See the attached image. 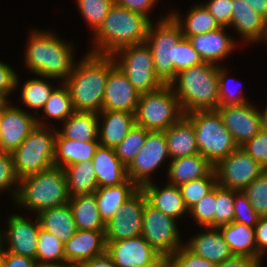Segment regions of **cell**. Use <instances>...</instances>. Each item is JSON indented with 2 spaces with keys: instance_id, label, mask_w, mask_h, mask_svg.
I'll use <instances>...</instances> for the list:
<instances>
[{
  "instance_id": "1",
  "label": "cell",
  "mask_w": 267,
  "mask_h": 267,
  "mask_svg": "<svg viewBox=\"0 0 267 267\" xmlns=\"http://www.w3.org/2000/svg\"><path fill=\"white\" fill-rule=\"evenodd\" d=\"M116 66L113 56L88 53L77 64L64 84L76 112L102 111L109 72Z\"/></svg>"
},
{
  "instance_id": "2",
  "label": "cell",
  "mask_w": 267,
  "mask_h": 267,
  "mask_svg": "<svg viewBox=\"0 0 267 267\" xmlns=\"http://www.w3.org/2000/svg\"><path fill=\"white\" fill-rule=\"evenodd\" d=\"M151 23L147 16L113 4L94 33L96 46L89 52L112 56L124 47L145 43Z\"/></svg>"
},
{
  "instance_id": "3",
  "label": "cell",
  "mask_w": 267,
  "mask_h": 267,
  "mask_svg": "<svg viewBox=\"0 0 267 267\" xmlns=\"http://www.w3.org/2000/svg\"><path fill=\"white\" fill-rule=\"evenodd\" d=\"M183 114L219 106L218 64L204 62L180 71L168 84Z\"/></svg>"
},
{
  "instance_id": "4",
  "label": "cell",
  "mask_w": 267,
  "mask_h": 267,
  "mask_svg": "<svg viewBox=\"0 0 267 267\" xmlns=\"http://www.w3.org/2000/svg\"><path fill=\"white\" fill-rule=\"evenodd\" d=\"M73 46L52 32L32 30L25 50L27 68L46 79L65 82L74 67Z\"/></svg>"
},
{
  "instance_id": "5",
  "label": "cell",
  "mask_w": 267,
  "mask_h": 267,
  "mask_svg": "<svg viewBox=\"0 0 267 267\" xmlns=\"http://www.w3.org/2000/svg\"><path fill=\"white\" fill-rule=\"evenodd\" d=\"M12 190L15 204L36 215L45 209L67 204L70 199L65 172L57 166L19 179L18 188Z\"/></svg>"
},
{
  "instance_id": "6",
  "label": "cell",
  "mask_w": 267,
  "mask_h": 267,
  "mask_svg": "<svg viewBox=\"0 0 267 267\" xmlns=\"http://www.w3.org/2000/svg\"><path fill=\"white\" fill-rule=\"evenodd\" d=\"M185 116L193 123L199 153L212 165L238 148L217 110L194 111Z\"/></svg>"
},
{
  "instance_id": "7",
  "label": "cell",
  "mask_w": 267,
  "mask_h": 267,
  "mask_svg": "<svg viewBox=\"0 0 267 267\" xmlns=\"http://www.w3.org/2000/svg\"><path fill=\"white\" fill-rule=\"evenodd\" d=\"M57 129L36 126L20 146L12 152L14 170L19 179L54 166Z\"/></svg>"
},
{
  "instance_id": "8",
  "label": "cell",
  "mask_w": 267,
  "mask_h": 267,
  "mask_svg": "<svg viewBox=\"0 0 267 267\" xmlns=\"http://www.w3.org/2000/svg\"><path fill=\"white\" fill-rule=\"evenodd\" d=\"M156 25L151 23L146 44L150 47L156 76L168 85L176 76L175 54L176 44L183 37L181 28L168 13L160 17Z\"/></svg>"
},
{
  "instance_id": "9",
  "label": "cell",
  "mask_w": 267,
  "mask_h": 267,
  "mask_svg": "<svg viewBox=\"0 0 267 267\" xmlns=\"http://www.w3.org/2000/svg\"><path fill=\"white\" fill-rule=\"evenodd\" d=\"M183 115L172 88L163 85L154 92L140 94L135 120L148 131H165Z\"/></svg>"
},
{
  "instance_id": "10",
  "label": "cell",
  "mask_w": 267,
  "mask_h": 267,
  "mask_svg": "<svg viewBox=\"0 0 267 267\" xmlns=\"http://www.w3.org/2000/svg\"><path fill=\"white\" fill-rule=\"evenodd\" d=\"M112 56L139 94L154 92L165 85L156 76L152 52L146 42L124 47Z\"/></svg>"
},
{
  "instance_id": "11",
  "label": "cell",
  "mask_w": 267,
  "mask_h": 267,
  "mask_svg": "<svg viewBox=\"0 0 267 267\" xmlns=\"http://www.w3.org/2000/svg\"><path fill=\"white\" fill-rule=\"evenodd\" d=\"M176 223V219L160 212L146 201L141 236L160 255L169 256L184 245Z\"/></svg>"
},
{
  "instance_id": "12",
  "label": "cell",
  "mask_w": 267,
  "mask_h": 267,
  "mask_svg": "<svg viewBox=\"0 0 267 267\" xmlns=\"http://www.w3.org/2000/svg\"><path fill=\"white\" fill-rule=\"evenodd\" d=\"M265 170L242 147L214 165L217 185L235 191H242Z\"/></svg>"
},
{
  "instance_id": "13",
  "label": "cell",
  "mask_w": 267,
  "mask_h": 267,
  "mask_svg": "<svg viewBox=\"0 0 267 267\" xmlns=\"http://www.w3.org/2000/svg\"><path fill=\"white\" fill-rule=\"evenodd\" d=\"M31 111L10 105L9 101H1L0 117V151L14 152L26 137L38 126L46 123L32 116Z\"/></svg>"
},
{
  "instance_id": "14",
  "label": "cell",
  "mask_w": 267,
  "mask_h": 267,
  "mask_svg": "<svg viewBox=\"0 0 267 267\" xmlns=\"http://www.w3.org/2000/svg\"><path fill=\"white\" fill-rule=\"evenodd\" d=\"M168 157L170 158L164 131H150L142 148L127 166V176L141 188L152 182L150 174Z\"/></svg>"
},
{
  "instance_id": "15",
  "label": "cell",
  "mask_w": 267,
  "mask_h": 267,
  "mask_svg": "<svg viewBox=\"0 0 267 267\" xmlns=\"http://www.w3.org/2000/svg\"><path fill=\"white\" fill-rule=\"evenodd\" d=\"M147 201L145 192L139 188L106 223L105 238L108 242L125 240L141 235L143 210Z\"/></svg>"
},
{
  "instance_id": "16",
  "label": "cell",
  "mask_w": 267,
  "mask_h": 267,
  "mask_svg": "<svg viewBox=\"0 0 267 267\" xmlns=\"http://www.w3.org/2000/svg\"><path fill=\"white\" fill-rule=\"evenodd\" d=\"M216 110L238 147L244 145L261 130L259 110L250 102L218 106Z\"/></svg>"
},
{
  "instance_id": "17",
  "label": "cell",
  "mask_w": 267,
  "mask_h": 267,
  "mask_svg": "<svg viewBox=\"0 0 267 267\" xmlns=\"http://www.w3.org/2000/svg\"><path fill=\"white\" fill-rule=\"evenodd\" d=\"M106 253L116 267H145L161 256L141 235L108 242Z\"/></svg>"
},
{
  "instance_id": "18",
  "label": "cell",
  "mask_w": 267,
  "mask_h": 267,
  "mask_svg": "<svg viewBox=\"0 0 267 267\" xmlns=\"http://www.w3.org/2000/svg\"><path fill=\"white\" fill-rule=\"evenodd\" d=\"M7 220L8 228L4 230V239L8 244L6 251L36 260L38 233L41 228L37 216L34 222L19 214L10 215Z\"/></svg>"
},
{
  "instance_id": "19",
  "label": "cell",
  "mask_w": 267,
  "mask_h": 267,
  "mask_svg": "<svg viewBox=\"0 0 267 267\" xmlns=\"http://www.w3.org/2000/svg\"><path fill=\"white\" fill-rule=\"evenodd\" d=\"M139 96L127 76L115 66L107 77L102 110L135 113Z\"/></svg>"
},
{
  "instance_id": "20",
  "label": "cell",
  "mask_w": 267,
  "mask_h": 267,
  "mask_svg": "<svg viewBox=\"0 0 267 267\" xmlns=\"http://www.w3.org/2000/svg\"><path fill=\"white\" fill-rule=\"evenodd\" d=\"M105 231L77 230L64 244L65 262H86L106 253Z\"/></svg>"
},
{
  "instance_id": "21",
  "label": "cell",
  "mask_w": 267,
  "mask_h": 267,
  "mask_svg": "<svg viewBox=\"0 0 267 267\" xmlns=\"http://www.w3.org/2000/svg\"><path fill=\"white\" fill-rule=\"evenodd\" d=\"M206 231L200 232L188 239L184 246L193 254L215 264H220L233 253L216 227H203Z\"/></svg>"
},
{
  "instance_id": "22",
  "label": "cell",
  "mask_w": 267,
  "mask_h": 267,
  "mask_svg": "<svg viewBox=\"0 0 267 267\" xmlns=\"http://www.w3.org/2000/svg\"><path fill=\"white\" fill-rule=\"evenodd\" d=\"M230 26L248 43L267 41V20L243 0H233Z\"/></svg>"
},
{
  "instance_id": "23",
  "label": "cell",
  "mask_w": 267,
  "mask_h": 267,
  "mask_svg": "<svg viewBox=\"0 0 267 267\" xmlns=\"http://www.w3.org/2000/svg\"><path fill=\"white\" fill-rule=\"evenodd\" d=\"M99 115L103 119L102 122ZM98 118V141L101 146L112 149L124 140L128 132L136 124L135 113L125 111L102 110L98 113Z\"/></svg>"
},
{
  "instance_id": "24",
  "label": "cell",
  "mask_w": 267,
  "mask_h": 267,
  "mask_svg": "<svg viewBox=\"0 0 267 267\" xmlns=\"http://www.w3.org/2000/svg\"><path fill=\"white\" fill-rule=\"evenodd\" d=\"M224 29L226 27L188 37L192 47L199 53L204 62L217 64L236 48L235 40L228 36Z\"/></svg>"
},
{
  "instance_id": "25",
  "label": "cell",
  "mask_w": 267,
  "mask_h": 267,
  "mask_svg": "<svg viewBox=\"0 0 267 267\" xmlns=\"http://www.w3.org/2000/svg\"><path fill=\"white\" fill-rule=\"evenodd\" d=\"M99 145L98 140L75 141L65 138L57 129L54 166L64 169L75 163L92 160Z\"/></svg>"
},
{
  "instance_id": "26",
  "label": "cell",
  "mask_w": 267,
  "mask_h": 267,
  "mask_svg": "<svg viewBox=\"0 0 267 267\" xmlns=\"http://www.w3.org/2000/svg\"><path fill=\"white\" fill-rule=\"evenodd\" d=\"M141 189L145 192L147 201L167 216L179 220L182 215L189 213L178 186L167 183L165 187L159 188L152 181L144 184Z\"/></svg>"
},
{
  "instance_id": "27",
  "label": "cell",
  "mask_w": 267,
  "mask_h": 267,
  "mask_svg": "<svg viewBox=\"0 0 267 267\" xmlns=\"http://www.w3.org/2000/svg\"><path fill=\"white\" fill-rule=\"evenodd\" d=\"M92 164L98 187L119 185L128 179L127 167L119 160L112 148L99 145Z\"/></svg>"
},
{
  "instance_id": "28",
  "label": "cell",
  "mask_w": 267,
  "mask_h": 267,
  "mask_svg": "<svg viewBox=\"0 0 267 267\" xmlns=\"http://www.w3.org/2000/svg\"><path fill=\"white\" fill-rule=\"evenodd\" d=\"M164 135L169 160L199 154L193 123L185 115L165 130Z\"/></svg>"
},
{
  "instance_id": "29",
  "label": "cell",
  "mask_w": 267,
  "mask_h": 267,
  "mask_svg": "<svg viewBox=\"0 0 267 267\" xmlns=\"http://www.w3.org/2000/svg\"><path fill=\"white\" fill-rule=\"evenodd\" d=\"M168 165V181L175 186L206 177L214 169L200 153L173 159Z\"/></svg>"
},
{
  "instance_id": "30",
  "label": "cell",
  "mask_w": 267,
  "mask_h": 267,
  "mask_svg": "<svg viewBox=\"0 0 267 267\" xmlns=\"http://www.w3.org/2000/svg\"><path fill=\"white\" fill-rule=\"evenodd\" d=\"M138 189L129 178L119 185L98 187L94 194L103 221L107 223Z\"/></svg>"
},
{
  "instance_id": "31",
  "label": "cell",
  "mask_w": 267,
  "mask_h": 267,
  "mask_svg": "<svg viewBox=\"0 0 267 267\" xmlns=\"http://www.w3.org/2000/svg\"><path fill=\"white\" fill-rule=\"evenodd\" d=\"M40 227L65 244L77 231L69 204L45 209L37 214Z\"/></svg>"
},
{
  "instance_id": "32",
  "label": "cell",
  "mask_w": 267,
  "mask_h": 267,
  "mask_svg": "<svg viewBox=\"0 0 267 267\" xmlns=\"http://www.w3.org/2000/svg\"><path fill=\"white\" fill-rule=\"evenodd\" d=\"M68 204L77 230L105 231L106 223L99 214L94 193L70 197Z\"/></svg>"
},
{
  "instance_id": "33",
  "label": "cell",
  "mask_w": 267,
  "mask_h": 267,
  "mask_svg": "<svg viewBox=\"0 0 267 267\" xmlns=\"http://www.w3.org/2000/svg\"><path fill=\"white\" fill-rule=\"evenodd\" d=\"M233 255L248 256L257 259L255 228L232 222L218 227Z\"/></svg>"
},
{
  "instance_id": "34",
  "label": "cell",
  "mask_w": 267,
  "mask_h": 267,
  "mask_svg": "<svg viewBox=\"0 0 267 267\" xmlns=\"http://www.w3.org/2000/svg\"><path fill=\"white\" fill-rule=\"evenodd\" d=\"M175 21L179 24L182 35L185 38L215 31L221 26L212 16V14L205 8L203 4H196L188 11L186 17L181 18L177 12L169 13Z\"/></svg>"
},
{
  "instance_id": "35",
  "label": "cell",
  "mask_w": 267,
  "mask_h": 267,
  "mask_svg": "<svg viewBox=\"0 0 267 267\" xmlns=\"http://www.w3.org/2000/svg\"><path fill=\"white\" fill-rule=\"evenodd\" d=\"M58 130L65 138L75 141L98 140L99 118L97 113L74 111Z\"/></svg>"
},
{
  "instance_id": "36",
  "label": "cell",
  "mask_w": 267,
  "mask_h": 267,
  "mask_svg": "<svg viewBox=\"0 0 267 267\" xmlns=\"http://www.w3.org/2000/svg\"><path fill=\"white\" fill-rule=\"evenodd\" d=\"M63 170L70 197L93 194L98 188L92 160L72 164Z\"/></svg>"
},
{
  "instance_id": "37",
  "label": "cell",
  "mask_w": 267,
  "mask_h": 267,
  "mask_svg": "<svg viewBox=\"0 0 267 267\" xmlns=\"http://www.w3.org/2000/svg\"><path fill=\"white\" fill-rule=\"evenodd\" d=\"M21 88L22 103L29 109L36 110L34 115H38L39 109H42L51 93L56 87L51 86V82L43 79L33 78L23 83Z\"/></svg>"
},
{
  "instance_id": "38",
  "label": "cell",
  "mask_w": 267,
  "mask_h": 267,
  "mask_svg": "<svg viewBox=\"0 0 267 267\" xmlns=\"http://www.w3.org/2000/svg\"><path fill=\"white\" fill-rule=\"evenodd\" d=\"M46 117L64 122L73 112L72 101L67 86L62 82L55 88L42 108Z\"/></svg>"
},
{
  "instance_id": "39",
  "label": "cell",
  "mask_w": 267,
  "mask_h": 267,
  "mask_svg": "<svg viewBox=\"0 0 267 267\" xmlns=\"http://www.w3.org/2000/svg\"><path fill=\"white\" fill-rule=\"evenodd\" d=\"M217 186L214 169L200 179L191 180L179 185V190L188 210L202 200Z\"/></svg>"
},
{
  "instance_id": "40",
  "label": "cell",
  "mask_w": 267,
  "mask_h": 267,
  "mask_svg": "<svg viewBox=\"0 0 267 267\" xmlns=\"http://www.w3.org/2000/svg\"><path fill=\"white\" fill-rule=\"evenodd\" d=\"M150 131L135 124L124 140L114 148L119 160L127 167L142 148Z\"/></svg>"
},
{
  "instance_id": "41",
  "label": "cell",
  "mask_w": 267,
  "mask_h": 267,
  "mask_svg": "<svg viewBox=\"0 0 267 267\" xmlns=\"http://www.w3.org/2000/svg\"><path fill=\"white\" fill-rule=\"evenodd\" d=\"M36 261L65 262L64 244L52 233L42 228L38 233Z\"/></svg>"
},
{
  "instance_id": "42",
  "label": "cell",
  "mask_w": 267,
  "mask_h": 267,
  "mask_svg": "<svg viewBox=\"0 0 267 267\" xmlns=\"http://www.w3.org/2000/svg\"><path fill=\"white\" fill-rule=\"evenodd\" d=\"M79 11L95 33L113 6V0H77Z\"/></svg>"
},
{
  "instance_id": "43",
  "label": "cell",
  "mask_w": 267,
  "mask_h": 267,
  "mask_svg": "<svg viewBox=\"0 0 267 267\" xmlns=\"http://www.w3.org/2000/svg\"><path fill=\"white\" fill-rule=\"evenodd\" d=\"M242 192L249 199L252 207L260 217L267 216V170L246 186Z\"/></svg>"
},
{
  "instance_id": "44",
  "label": "cell",
  "mask_w": 267,
  "mask_h": 267,
  "mask_svg": "<svg viewBox=\"0 0 267 267\" xmlns=\"http://www.w3.org/2000/svg\"><path fill=\"white\" fill-rule=\"evenodd\" d=\"M234 190L216 186L215 227L218 228L233 222Z\"/></svg>"
},
{
  "instance_id": "45",
  "label": "cell",
  "mask_w": 267,
  "mask_h": 267,
  "mask_svg": "<svg viewBox=\"0 0 267 267\" xmlns=\"http://www.w3.org/2000/svg\"><path fill=\"white\" fill-rule=\"evenodd\" d=\"M216 187L189 209V213L202 227H215Z\"/></svg>"
},
{
  "instance_id": "46",
  "label": "cell",
  "mask_w": 267,
  "mask_h": 267,
  "mask_svg": "<svg viewBox=\"0 0 267 267\" xmlns=\"http://www.w3.org/2000/svg\"><path fill=\"white\" fill-rule=\"evenodd\" d=\"M260 216L252 207L249 199L242 191L234 190V218L233 221L255 228Z\"/></svg>"
},
{
  "instance_id": "47",
  "label": "cell",
  "mask_w": 267,
  "mask_h": 267,
  "mask_svg": "<svg viewBox=\"0 0 267 267\" xmlns=\"http://www.w3.org/2000/svg\"><path fill=\"white\" fill-rule=\"evenodd\" d=\"M204 63L199 53L192 47L188 38L182 37L176 44L175 72Z\"/></svg>"
},
{
  "instance_id": "48",
  "label": "cell",
  "mask_w": 267,
  "mask_h": 267,
  "mask_svg": "<svg viewBox=\"0 0 267 267\" xmlns=\"http://www.w3.org/2000/svg\"><path fill=\"white\" fill-rule=\"evenodd\" d=\"M226 69L227 68L218 65L219 106L240 105L248 103L249 101H247L246 97L240 95V89L239 94H235V92L228 89L230 86L228 85L229 77H227L228 70L226 71Z\"/></svg>"
},
{
  "instance_id": "49",
  "label": "cell",
  "mask_w": 267,
  "mask_h": 267,
  "mask_svg": "<svg viewBox=\"0 0 267 267\" xmlns=\"http://www.w3.org/2000/svg\"><path fill=\"white\" fill-rule=\"evenodd\" d=\"M168 259L171 267H217V264L193 254L184 245L169 255Z\"/></svg>"
},
{
  "instance_id": "50",
  "label": "cell",
  "mask_w": 267,
  "mask_h": 267,
  "mask_svg": "<svg viewBox=\"0 0 267 267\" xmlns=\"http://www.w3.org/2000/svg\"><path fill=\"white\" fill-rule=\"evenodd\" d=\"M241 147L267 170V131L261 129Z\"/></svg>"
},
{
  "instance_id": "51",
  "label": "cell",
  "mask_w": 267,
  "mask_h": 267,
  "mask_svg": "<svg viewBox=\"0 0 267 267\" xmlns=\"http://www.w3.org/2000/svg\"><path fill=\"white\" fill-rule=\"evenodd\" d=\"M18 187L19 178L17 177L12 154L0 151V191H5L13 186Z\"/></svg>"
},
{
  "instance_id": "52",
  "label": "cell",
  "mask_w": 267,
  "mask_h": 267,
  "mask_svg": "<svg viewBox=\"0 0 267 267\" xmlns=\"http://www.w3.org/2000/svg\"><path fill=\"white\" fill-rule=\"evenodd\" d=\"M221 27H230L233 0H209L203 4Z\"/></svg>"
},
{
  "instance_id": "53",
  "label": "cell",
  "mask_w": 267,
  "mask_h": 267,
  "mask_svg": "<svg viewBox=\"0 0 267 267\" xmlns=\"http://www.w3.org/2000/svg\"><path fill=\"white\" fill-rule=\"evenodd\" d=\"M10 65L0 61V100L9 101L7 96L18 87L19 77Z\"/></svg>"
},
{
  "instance_id": "54",
  "label": "cell",
  "mask_w": 267,
  "mask_h": 267,
  "mask_svg": "<svg viewBox=\"0 0 267 267\" xmlns=\"http://www.w3.org/2000/svg\"><path fill=\"white\" fill-rule=\"evenodd\" d=\"M157 1L158 0H113L115 5L140 13L147 16L149 19L150 16H148V14L153 10V6H155Z\"/></svg>"
},
{
  "instance_id": "55",
  "label": "cell",
  "mask_w": 267,
  "mask_h": 267,
  "mask_svg": "<svg viewBox=\"0 0 267 267\" xmlns=\"http://www.w3.org/2000/svg\"><path fill=\"white\" fill-rule=\"evenodd\" d=\"M255 242L257 246V259H261L267 249V216L260 217L255 226Z\"/></svg>"
},
{
  "instance_id": "56",
  "label": "cell",
  "mask_w": 267,
  "mask_h": 267,
  "mask_svg": "<svg viewBox=\"0 0 267 267\" xmlns=\"http://www.w3.org/2000/svg\"><path fill=\"white\" fill-rule=\"evenodd\" d=\"M261 260L248 256L233 255L218 264L217 267H261Z\"/></svg>"
},
{
  "instance_id": "57",
  "label": "cell",
  "mask_w": 267,
  "mask_h": 267,
  "mask_svg": "<svg viewBox=\"0 0 267 267\" xmlns=\"http://www.w3.org/2000/svg\"><path fill=\"white\" fill-rule=\"evenodd\" d=\"M36 260L4 251V267H34Z\"/></svg>"
},
{
  "instance_id": "58",
  "label": "cell",
  "mask_w": 267,
  "mask_h": 267,
  "mask_svg": "<svg viewBox=\"0 0 267 267\" xmlns=\"http://www.w3.org/2000/svg\"><path fill=\"white\" fill-rule=\"evenodd\" d=\"M70 267H116V266L112 261L111 257L107 253H104L86 262H77L70 264Z\"/></svg>"
},
{
  "instance_id": "59",
  "label": "cell",
  "mask_w": 267,
  "mask_h": 267,
  "mask_svg": "<svg viewBox=\"0 0 267 267\" xmlns=\"http://www.w3.org/2000/svg\"><path fill=\"white\" fill-rule=\"evenodd\" d=\"M267 20V0H243Z\"/></svg>"
},
{
  "instance_id": "60",
  "label": "cell",
  "mask_w": 267,
  "mask_h": 267,
  "mask_svg": "<svg viewBox=\"0 0 267 267\" xmlns=\"http://www.w3.org/2000/svg\"><path fill=\"white\" fill-rule=\"evenodd\" d=\"M34 267H70L67 262H38L36 261Z\"/></svg>"
},
{
  "instance_id": "61",
  "label": "cell",
  "mask_w": 267,
  "mask_h": 267,
  "mask_svg": "<svg viewBox=\"0 0 267 267\" xmlns=\"http://www.w3.org/2000/svg\"><path fill=\"white\" fill-rule=\"evenodd\" d=\"M145 267H171L168 256H160L154 263Z\"/></svg>"
},
{
  "instance_id": "62",
  "label": "cell",
  "mask_w": 267,
  "mask_h": 267,
  "mask_svg": "<svg viewBox=\"0 0 267 267\" xmlns=\"http://www.w3.org/2000/svg\"><path fill=\"white\" fill-rule=\"evenodd\" d=\"M260 123H261V129L264 131H267V107L264 111L260 112Z\"/></svg>"
},
{
  "instance_id": "63",
  "label": "cell",
  "mask_w": 267,
  "mask_h": 267,
  "mask_svg": "<svg viewBox=\"0 0 267 267\" xmlns=\"http://www.w3.org/2000/svg\"><path fill=\"white\" fill-rule=\"evenodd\" d=\"M3 242H5V239H4V231L1 230L0 231V255H4V251L5 249L3 248Z\"/></svg>"
},
{
  "instance_id": "64",
  "label": "cell",
  "mask_w": 267,
  "mask_h": 267,
  "mask_svg": "<svg viewBox=\"0 0 267 267\" xmlns=\"http://www.w3.org/2000/svg\"><path fill=\"white\" fill-rule=\"evenodd\" d=\"M0 267H4V255H0Z\"/></svg>"
},
{
  "instance_id": "65",
  "label": "cell",
  "mask_w": 267,
  "mask_h": 267,
  "mask_svg": "<svg viewBox=\"0 0 267 267\" xmlns=\"http://www.w3.org/2000/svg\"><path fill=\"white\" fill-rule=\"evenodd\" d=\"M0 117H1V101H0Z\"/></svg>"
}]
</instances>
